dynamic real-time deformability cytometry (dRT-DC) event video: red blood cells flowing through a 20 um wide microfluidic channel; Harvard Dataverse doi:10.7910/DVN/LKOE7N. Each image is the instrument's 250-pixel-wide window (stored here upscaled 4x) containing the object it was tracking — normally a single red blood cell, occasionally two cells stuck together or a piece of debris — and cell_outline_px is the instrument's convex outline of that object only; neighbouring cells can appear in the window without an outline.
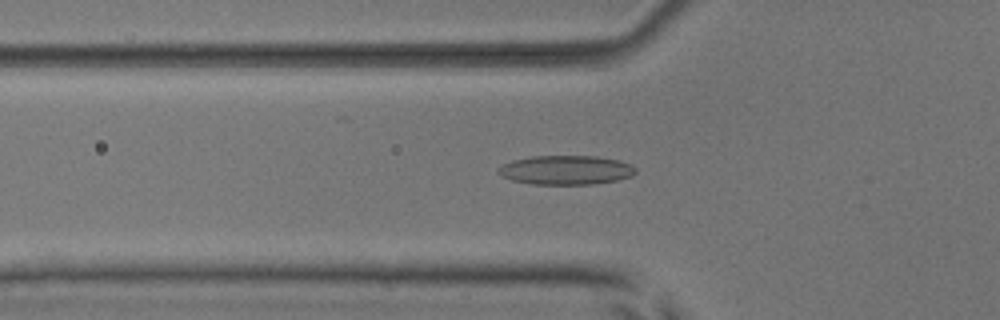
{"species": "common noctule bat (a hibernating species)", "species_latin": "Nyctalus noctula", "temperature_condition": "room temperature", "stored_images_in_passage": 39, "camera_frame_rate_fps": 3000, "um_per_image_px": 0.085, "animal": {"sex": "male", "body_mass_g": 17.9, "forearm_length_mm": 54.2}, "frame": {"image": 1, "passage_image": 5, "time_ms": 1.333, "image_size_px": [1000, 320], "cell_outline_px": [[636, 172], [632, 176], [616, 180], [592, 184], [532, 184], [512, 180], [500, 176], [496, 172], [496, 168], [512, 160], [532, 156], [596, 156], [620, 160], [632, 164], [636, 168]], "centroid_in_image_um": [48.09, 14.45], "position_along_channel_um": 77.7, "area_um2": 23.52}}
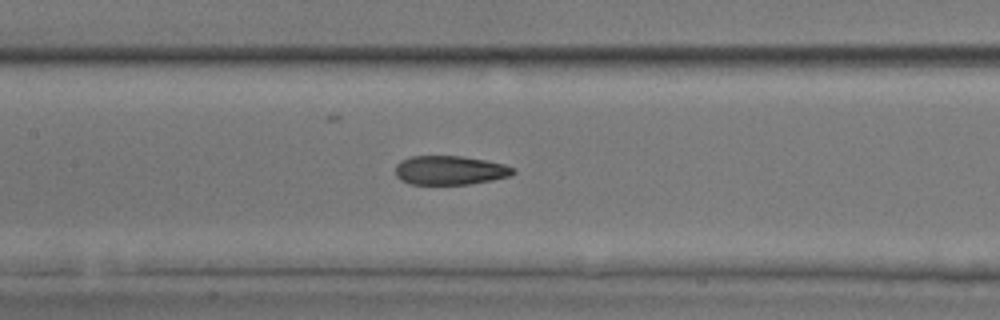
{"frame": {"image": 2, "passage_image": 12, "time_ms": 3.667, "image_size_px": [1000, 320], "cell_outline_px": [[516, 172], [508, 176], [492, 180], [468, 184], [408, 184], [400, 180], [396, 176], [396, 164], [400, 160], [412, 156], [460, 156], [484, 160], [504, 164], [516, 168]], "centroid_in_image_um": [38.22, 14.47], "position_along_channel_um": 169.2, "area_um2": 19.94}}
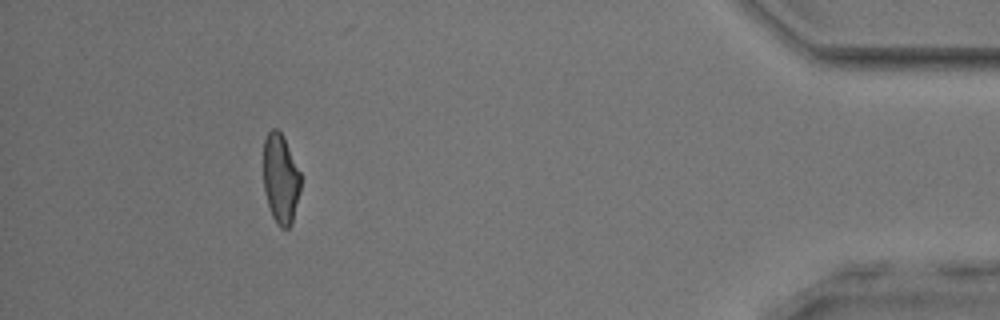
{"frame": {"image": 3, "passage_image": 35, "time_ms": 11.333, "image_size_px": [1000, 320], "cell_outline_px": [[300, 192], [292, 224], [288, 228], [280, 228], [276, 224], [272, 216], [264, 192], [264, 140], [268, 132], [272, 128], [276, 128], [284, 136], [300, 172]], "centroid_in_image_um": [23.86, 15.21], "position_along_channel_um": 411.3, "area_um2": 19.59}, "authors_computed_cell_mechanics": {"area_um2": 20.5768, "velocity_mm_per_s": 3.9008, "shape_relaxation_time_tau1_ms": 6.7781, "shape_relaxation_time_tau2_ms": 2.2771, "deformation_change_tau1": 0.2009, "deformation_change_tau2": 0.1042}}